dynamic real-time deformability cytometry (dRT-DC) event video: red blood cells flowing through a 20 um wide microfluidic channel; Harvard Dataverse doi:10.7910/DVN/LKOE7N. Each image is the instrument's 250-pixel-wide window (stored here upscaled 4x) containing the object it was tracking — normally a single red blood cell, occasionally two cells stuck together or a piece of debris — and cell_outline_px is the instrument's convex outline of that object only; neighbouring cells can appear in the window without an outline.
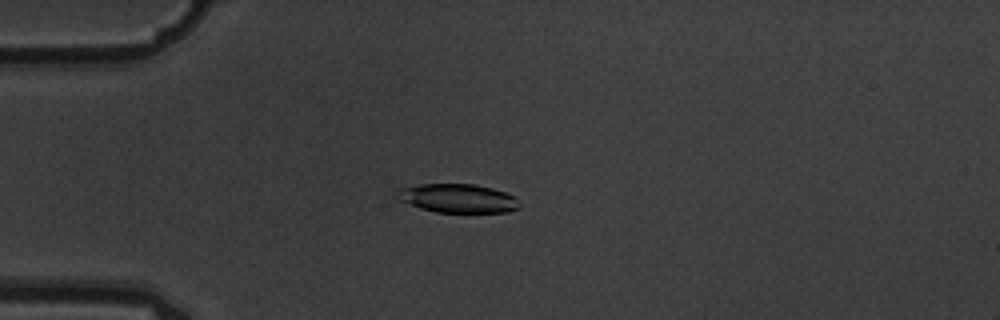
{"species": "common noctule bat (a hibernating species)", "species_latin": "Nyctalus noctula", "temperature_condition": "warm", "stored_images_in_passage": 7, "camera_frame_rate_fps": 3000, "um_per_image_px": 0.085, "animal": {"sex": "male", "body_mass_g": 19.5, "forearm_length_mm": 54.6}, "frame": {"image": 1, "passage_image": 5, "time_ms": 1.333, "image_size_px": [1000, 320], "cell_outline_px": [[520, 208], [508, 212], [436, 212], [420, 208], [400, 200], [396, 196], [396, 192], [400, 188], [420, 184], [472, 184], [492, 188], [516, 196], [520, 204]], "centroid_in_image_um": [38.94, 16.86], "position_along_channel_um": 46.1, "area_um2": 20.52}}
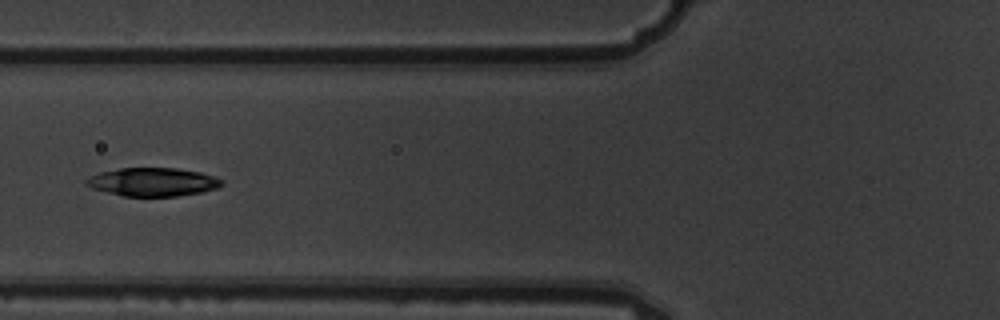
{"frame": {"image": 2, "passage_image": 7, "time_ms": 2.0, "image_size_px": [1000, 320], "cell_outline_px": [[224, 184], [216, 188], [200, 192], [176, 196], [124, 196], [92, 188], [84, 184], [84, 180], [100, 172], [120, 168], [176, 168], [200, 172], [224, 180]], "centroid_in_image_um": [12.98, 15.46], "position_along_channel_um": 112.8, "area_um2": 22.25}}